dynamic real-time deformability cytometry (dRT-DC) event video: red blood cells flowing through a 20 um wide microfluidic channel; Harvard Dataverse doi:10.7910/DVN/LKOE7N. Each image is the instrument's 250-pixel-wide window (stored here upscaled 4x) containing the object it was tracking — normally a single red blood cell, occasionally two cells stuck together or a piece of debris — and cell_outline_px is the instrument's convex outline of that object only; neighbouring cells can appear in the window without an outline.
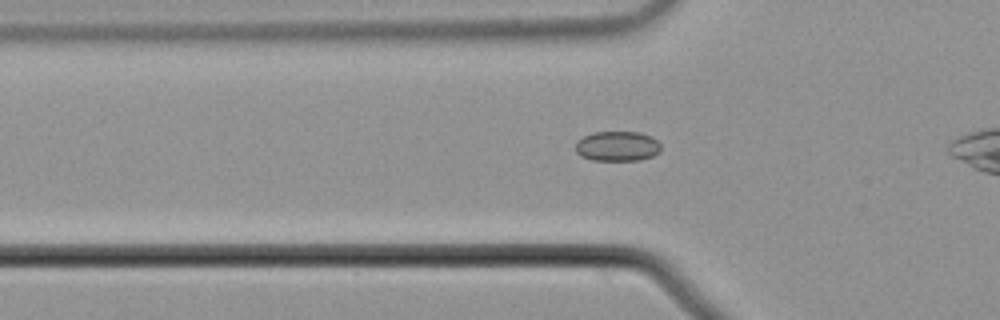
{"species": "common noctule bat (a hibernating species)", "species_latin": "Nyctalus noctula", "temperature_condition": "cold", "stored_images_in_passage": 42, "camera_frame_rate_fps": 3000, "um_per_image_px": 0.085, "animal": {"sex": "male", "body_mass_g": 21.5, "forearm_length_mm": 52.0}, "frame": {"image": 1, "passage_image": 13, "time_ms": 4.0, "image_size_px": [1000, 320], "cell_outline_px": [[660, 152], [652, 156], [640, 160], [592, 160], [580, 156], [576, 152], [576, 140], [592, 132], [640, 132], [652, 136], [660, 144]], "centroid_in_image_um": [52.46, 12.42], "position_along_channel_um": 73.3, "area_um2": 15.03}}
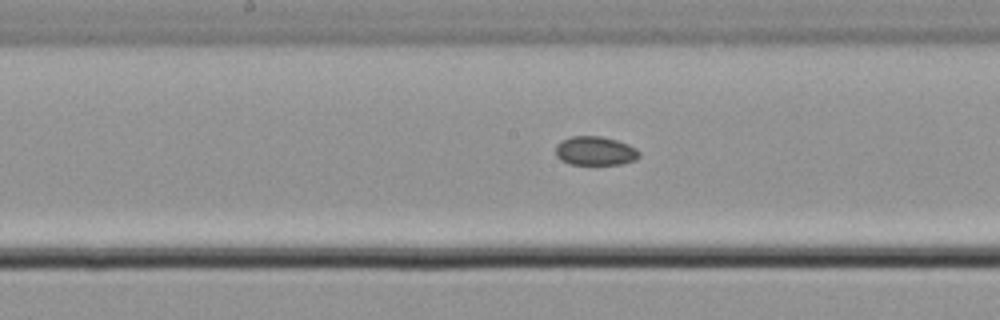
{"frame": {"image": 2, "passage_image": 23, "time_ms": 7.333, "image_size_px": [1000, 320], "cell_outline_px": [[640, 156], [636, 160], [620, 164], [568, 164], [560, 160], [556, 156], [556, 144], [572, 136], [600, 136], [616, 140], [628, 144], [636, 148], [640, 152]], "centroid_in_image_um": [50.6, 12.83], "position_along_channel_um": 197.6, "area_um2": 14.1}}
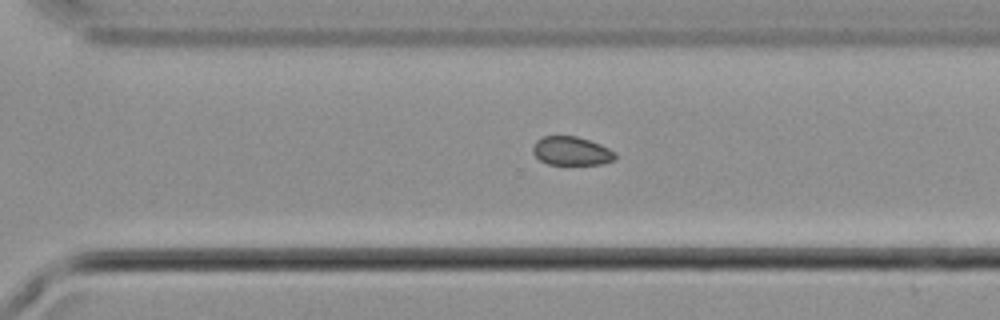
{"frame": {"image": 3, "passage_image": 33, "time_ms": 10.667, "image_size_px": [1000, 320], "cell_outline_px": [[616, 160], [604, 164], [548, 164], [540, 160], [532, 152], [532, 148], [536, 140], [544, 136], [576, 136], [600, 144], [616, 152]], "centroid_in_image_um": [48.59, 12.84], "position_along_channel_um": 322.0, "area_um2": 13.81}}